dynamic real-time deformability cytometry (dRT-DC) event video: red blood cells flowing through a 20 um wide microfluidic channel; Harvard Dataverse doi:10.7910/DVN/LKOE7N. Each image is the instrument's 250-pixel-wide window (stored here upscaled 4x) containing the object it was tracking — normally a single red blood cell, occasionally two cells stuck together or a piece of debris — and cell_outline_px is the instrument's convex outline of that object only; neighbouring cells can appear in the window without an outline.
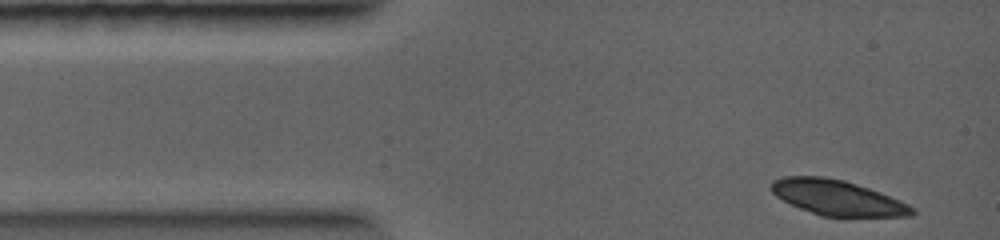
{"species": "common noctule bat (a hibernating species)", "species_latin": "Nyctalus noctula", "temperature_condition": "warm", "stored_images_in_passage": 3, "camera_frame_rate_fps": 5000, "um_per_image_px": 0.085, "animal": {"sex": "female", "body_mass_g": 19.0, "forearm_length_mm": 56.7}, "frame": {"image": 1, "passage_image": 1, "time_ms": 0.0, "image_size_px": [1000, 240], "cell_outline_px": [[916, 212], [912, 216], [820, 216], [800, 208], [776, 196], [768, 188], [772, 180], [784, 176], [824, 176], [844, 180], [880, 192], [900, 200], [916, 208]], "centroid_in_image_um": [71.16, 16.79], "position_along_channel_um": 13.8, "area_um2": 28.9}}